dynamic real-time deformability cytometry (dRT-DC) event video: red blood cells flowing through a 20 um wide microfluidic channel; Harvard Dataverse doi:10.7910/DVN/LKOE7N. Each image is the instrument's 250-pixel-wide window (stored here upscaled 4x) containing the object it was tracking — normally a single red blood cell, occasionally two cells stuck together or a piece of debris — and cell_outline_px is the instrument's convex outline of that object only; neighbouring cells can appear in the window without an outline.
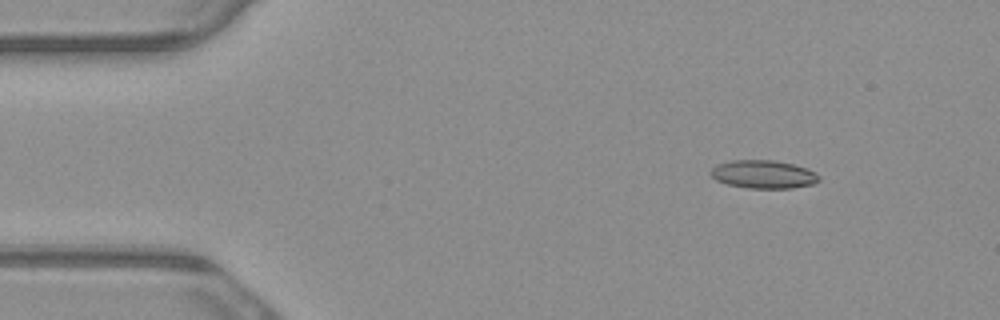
{"species": "common noctule bat (a hibernating species)", "species_latin": "Nyctalus noctula", "temperature_condition": "warm", "stored_images_in_passage": 6, "camera_frame_rate_fps": 3000, "um_per_image_px": 0.085, "animal": {"sex": "male", "body_mass_g": 23.1, "forearm_length_mm": 52.7}, "frame": {"image": 1, "passage_image": 2, "time_ms": 0.333, "image_size_px": [1000, 320], "cell_outline_px": [[820, 180], [812, 184], [792, 188], [748, 188], [728, 184], [716, 180], [708, 172], [716, 164], [732, 160], [772, 160], [792, 164], [808, 168], [816, 172], [820, 176]], "centroid_in_image_um": [64.89, 14.81], "position_along_channel_um": 20.1, "area_um2": 17.86}}
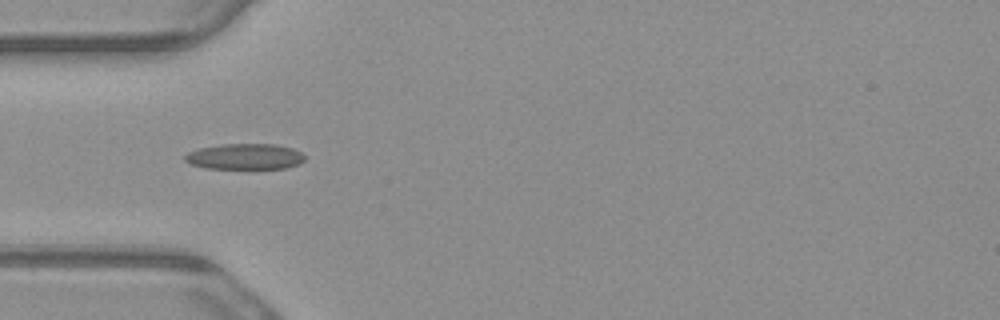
{"frame": {"image": 2, "passage_image": 5, "time_ms": 1.333, "image_size_px": [1000, 320], "cell_outline_px": [[304, 160], [300, 164], [284, 168], [204, 168], [192, 164], [184, 160], [184, 156], [188, 152], [200, 148], [224, 144], [276, 144], [292, 148], [300, 152], [304, 156]], "centroid_in_image_um": [20.82, 13.3], "position_along_channel_um": 64.2, "area_um2": 17.86}}
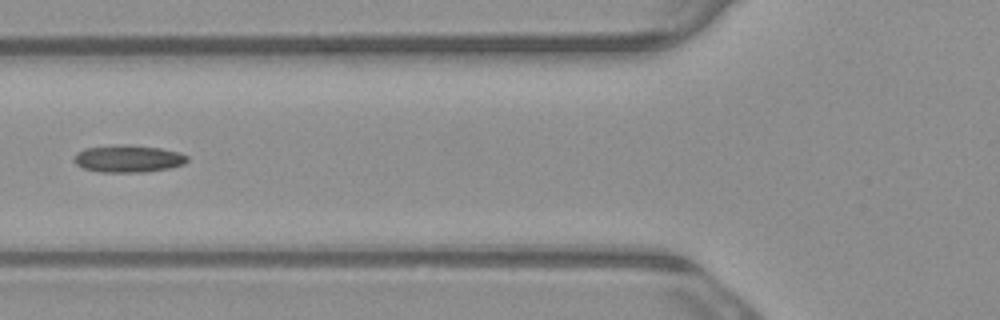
{"frame": {"image": 3, "passage_image": 6, "time_ms": 1.667, "image_size_px": [1000, 320], "cell_outline_px": [[188, 160], [184, 164], [168, 168], [144, 172], [100, 172], [84, 168], [76, 164], [72, 160], [76, 152], [84, 148], [116, 144], [128, 144], [160, 148], [180, 152], [188, 156]], "centroid_in_image_um": [10.87, 13.47], "position_along_channel_um": 114.9, "area_um2": 18.21}}